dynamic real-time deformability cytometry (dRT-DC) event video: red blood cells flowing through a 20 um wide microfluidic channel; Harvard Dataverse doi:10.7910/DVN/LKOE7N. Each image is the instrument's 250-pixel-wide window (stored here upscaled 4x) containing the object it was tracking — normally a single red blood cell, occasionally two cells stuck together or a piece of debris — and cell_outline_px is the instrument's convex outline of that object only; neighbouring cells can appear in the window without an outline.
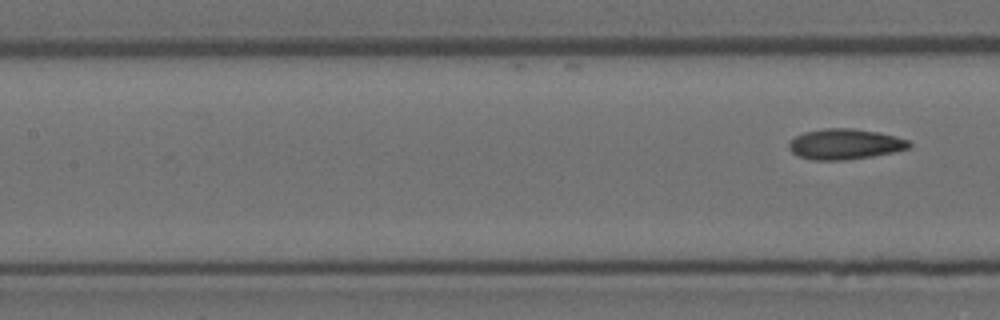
{"species": "Egyptian fruit bat (a non-hibernating species)", "species_latin": "Rousettus aegyptiacus", "temperature_condition": "room temperature", "stored_images_in_passage": 8, "segment_of_instrument_passage": [2, 2], "camera_frame_rate_fps": 3000, "um_per_image_px": 0.085, "animal": {"sex": "female"}, "frame": {"image": 1, "passage_image": 8, "time_ms": 2.333, "image_size_px": [1000, 320], "cell_outline_px": [[912, 148], [872, 156], [844, 160], [812, 160], [796, 156], [788, 148], [788, 144], [796, 136], [804, 132], [824, 128], [852, 128], [876, 132], [896, 136], [908, 140], [912, 144]], "centroid_in_image_um": [71.81, 12.25], "position_along_channel_um": 135.6, "area_um2": 21.44}}